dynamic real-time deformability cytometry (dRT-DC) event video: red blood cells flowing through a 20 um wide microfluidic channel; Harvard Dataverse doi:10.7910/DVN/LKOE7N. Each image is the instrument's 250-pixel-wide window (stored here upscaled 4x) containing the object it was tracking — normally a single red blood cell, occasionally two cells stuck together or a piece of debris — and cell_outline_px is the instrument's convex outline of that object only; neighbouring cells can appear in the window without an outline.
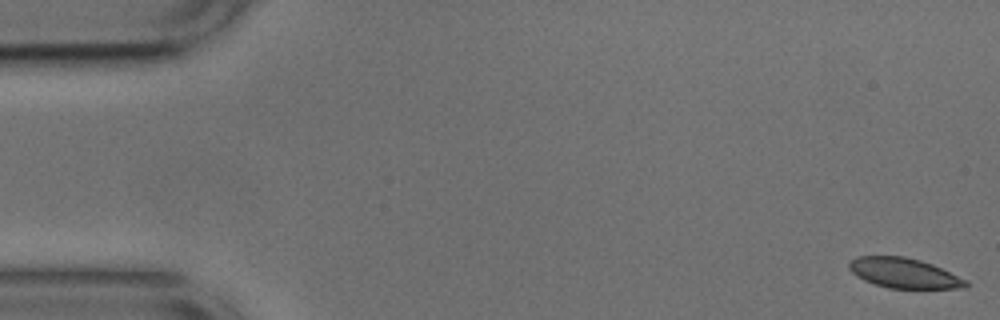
{"species": "common noctule bat (a hibernating species)", "species_latin": "Nyctalus noctula", "temperature_condition": "cold", "stored_images_in_passage": 10, "camera_frame_rate_fps": 3000, "um_per_image_px": 0.085, "animal": {"sex": "male", "body_mass_g": 17.9, "forearm_length_mm": 54.2}, "frame": {"image": 1, "passage_image": 1, "time_ms": 0.0, "image_size_px": [1000, 320], "cell_outline_px": [[968, 288], [888, 288], [864, 280], [856, 276], [848, 268], [848, 260], [856, 256], [904, 256], [920, 260], [932, 264], [968, 280]], "centroid_in_image_um": [76.82, 23.2], "position_along_channel_um": 8.2, "area_um2": 20.52}}